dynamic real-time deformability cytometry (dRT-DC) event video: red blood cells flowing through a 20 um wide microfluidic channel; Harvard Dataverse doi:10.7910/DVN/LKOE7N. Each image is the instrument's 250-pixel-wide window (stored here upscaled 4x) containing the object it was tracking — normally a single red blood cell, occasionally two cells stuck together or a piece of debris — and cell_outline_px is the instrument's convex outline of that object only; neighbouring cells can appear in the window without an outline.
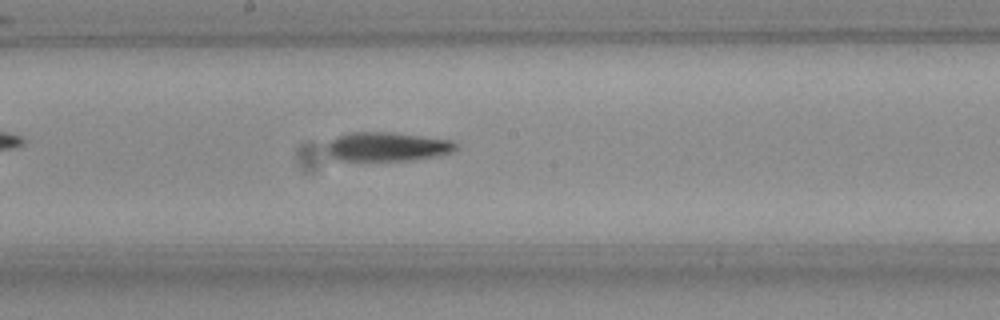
{"species": "Egyptian fruit bat (a non-hibernating species)", "species_latin": "Rousettus aegyptiacus", "temperature_condition": "room temperature", "stored_images_in_passage": 47, "camera_frame_rate_fps": 3000, "um_per_image_px": 0.085, "frame": {"image": 1, "passage_image": 27, "time_ms": 8.667, "image_size_px": [1000, 320], "cell_outline_px": [[456, 148], [452, 152], [440, 156], [408, 160], [336, 160], [328, 152], [328, 144], [332, 140], [348, 132], [392, 132], [452, 140], [456, 144]], "centroid_in_image_um": [32.95, 12.46], "position_along_channel_um": 215.2, "area_um2": 21.62}, "authors_computed_cell_mechanics": {"area_um2": 21.4438, "velocity_mm_per_s": 3.7606, "shape_relaxation_time_tau1_ms": 7.8861, "shape_relaxation_time_tau2_ms": null, "deformation_change_tau1": 0.2193, "deformation_change_tau2": null}}